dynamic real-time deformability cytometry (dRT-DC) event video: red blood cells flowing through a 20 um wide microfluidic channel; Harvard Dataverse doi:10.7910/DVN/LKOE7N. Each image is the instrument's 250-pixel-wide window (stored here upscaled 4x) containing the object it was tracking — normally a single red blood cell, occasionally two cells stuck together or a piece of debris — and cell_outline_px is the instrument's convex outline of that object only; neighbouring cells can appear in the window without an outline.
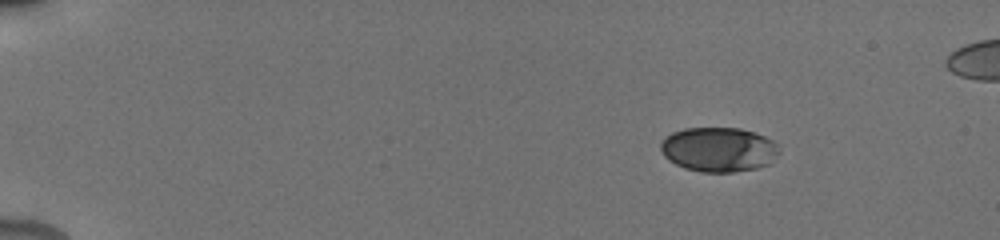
{"species": "human", "species_latin": "Homo sapiens", "temperature_condition": "cold", "stored_images_in_passage": 45, "camera_frame_rate_fps": 3000, "um_per_image_px": 0.085, "donor": {"sex": "male"}, "frame": {"image": 1, "passage_image": 1, "time_ms": 0.0, "image_size_px": [1000, 240], "cell_outline_px": [[780, 152], [768, 164], [756, 168], [732, 172], [700, 172], [684, 168], [668, 160], [664, 156], [660, 148], [660, 144], [664, 136], [672, 132], [684, 128], [740, 128], [756, 132], [772, 140], [776, 144]], "centroid_in_image_um": [61.06, 12.7], "position_along_channel_um": 23.9, "area_um2": 30.92}}
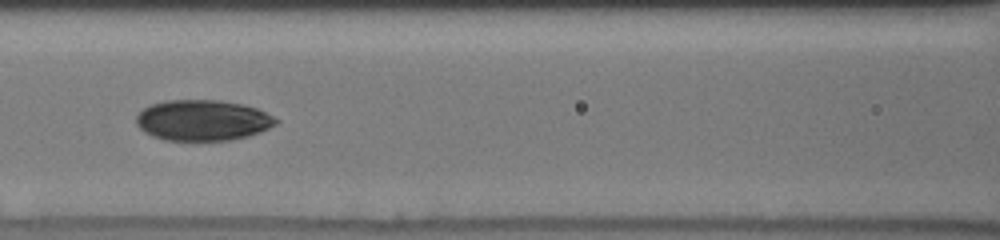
{"frame": {"image": 2, "passage_image": 25, "time_ms": 6.333, "image_size_px": [1000, 240], "cell_outline_px": [[280, 120], [276, 124], [260, 132], [248, 136], [232, 140], [164, 140], [152, 136], [144, 132], [136, 124], [136, 116], [144, 108], [152, 104], [168, 100], [220, 100], [240, 104], [256, 108]], "centroid_in_image_um": [17.21, 10.23], "position_along_channel_um": 149.4, "area_um2": 33.06}}
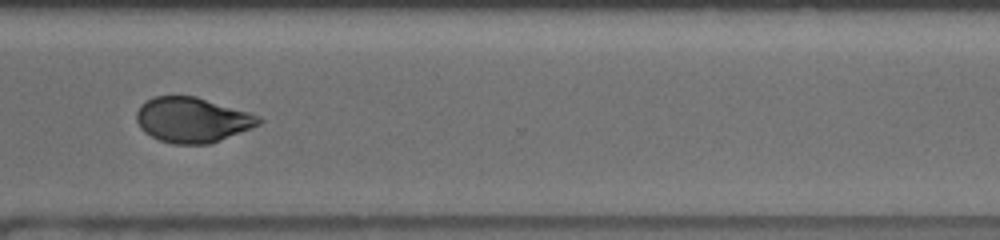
{"frame": {"image": 3, "passage_image": 39, "time_ms": 11.667, "image_size_px": [1000, 240], "cell_outline_px": [[264, 120], [260, 124], [212, 144], [172, 144], [160, 140], [144, 132], [140, 128], [136, 120], [136, 112], [140, 104], [152, 96], [196, 96], [248, 112], [260, 116]], "centroid_in_image_um": [16.33, 10.19], "position_along_channel_um": 354.3, "area_um2": 32.31}, "authors_computed_cell_mechanics": {"area_um2": 32.4836, "velocity_mm_per_s": 3.8422, "shape_relaxation_time_tau1_ms": 4.6594, "shape_relaxation_time_tau2_ms": 4.0914, "deformation_change_tau1": 0.1205, "deformation_change_tau2": 0.0769}}